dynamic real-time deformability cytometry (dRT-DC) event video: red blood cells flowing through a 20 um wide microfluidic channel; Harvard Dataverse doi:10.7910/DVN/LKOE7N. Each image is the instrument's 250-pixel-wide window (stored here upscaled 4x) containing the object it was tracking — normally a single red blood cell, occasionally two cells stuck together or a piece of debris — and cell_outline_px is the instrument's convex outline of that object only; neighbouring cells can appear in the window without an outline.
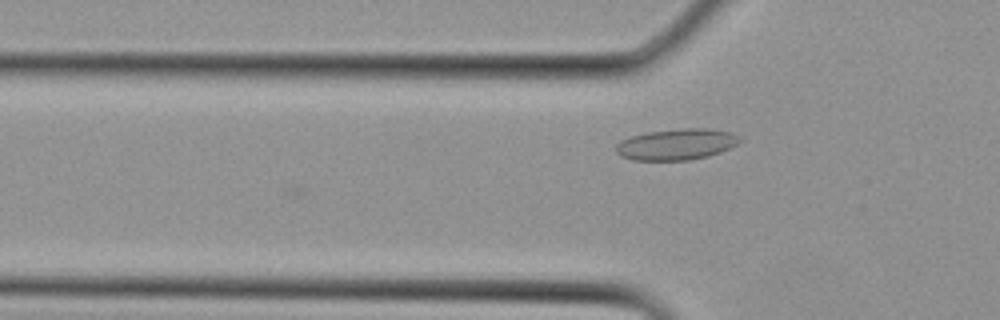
{"species": "Egyptian fruit bat (a non-hibernating species)", "species_latin": "Rousettus aegyptiacus", "temperature_condition": "cold", "stored_images_in_passage": 4, "camera_frame_rate_fps": 3000, "um_per_image_px": 0.085, "animal": {"sex": "female"}, "frame": {"image": 1, "passage_image": 4, "time_ms": 1.0, "image_size_px": [1000, 320], "cell_outline_px": [[740, 140], [736, 144], [720, 152], [708, 156], [688, 160], [632, 160], [620, 156], [616, 152], [616, 144], [620, 140], [632, 136], [648, 132], [684, 128], [712, 128], [732, 132], [740, 136]], "centroid_in_image_um": [57.49, 12.26], "position_along_channel_um": 68.3, "area_um2": 22.48}}